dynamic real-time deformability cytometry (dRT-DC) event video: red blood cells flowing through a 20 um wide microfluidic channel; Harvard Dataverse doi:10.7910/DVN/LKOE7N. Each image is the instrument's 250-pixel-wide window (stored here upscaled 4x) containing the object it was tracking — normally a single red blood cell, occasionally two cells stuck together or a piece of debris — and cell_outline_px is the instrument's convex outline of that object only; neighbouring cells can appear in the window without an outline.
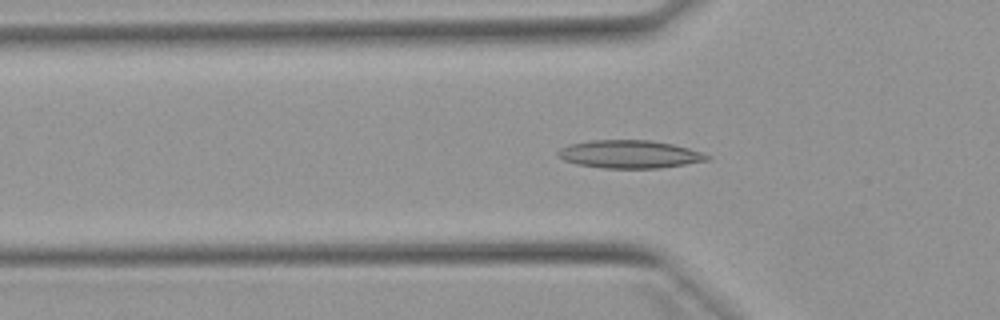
{"species": "Egyptian fruit bat (a non-hibernating species)", "species_latin": "Rousettus aegyptiacus", "temperature_condition": "warm", "stored_images_in_passage": 50, "camera_frame_rate_fps": 3000, "um_per_image_px": 0.085, "animal": {"sex": "female"}, "frame": {"image": 1, "passage_image": 14, "time_ms": 4.333, "image_size_px": [1000, 320], "cell_outline_px": [[712, 156], [708, 160], [660, 168], [604, 168], [576, 164], [564, 160], [556, 156], [556, 152], [560, 148], [572, 144], [588, 140], [652, 140], [672, 144], [688, 148]], "centroid_in_image_um": [53.48, 13.11], "position_along_channel_um": 72.3, "area_um2": 24.28}}
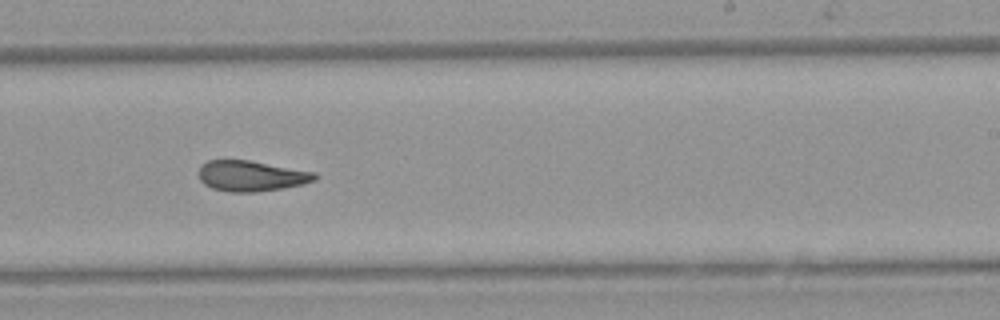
{"frame": {"image": 2, "passage_image": 29, "time_ms": 9.333, "image_size_px": [1000, 320], "cell_outline_px": [[320, 176], [316, 180], [304, 184], [280, 188], [252, 192], [228, 192], [212, 188], [204, 184], [200, 180], [196, 172], [200, 164], [208, 160], [248, 160], [316, 172]], "centroid_in_image_um": [21.33, 14.94], "position_along_channel_um": 267.7, "area_um2": 20.92}}
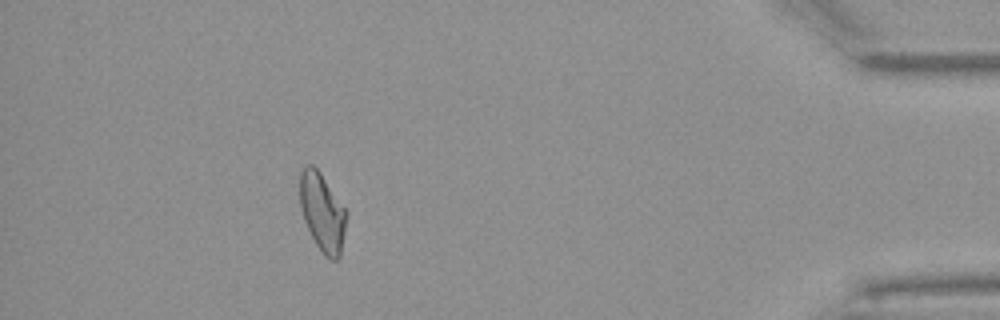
{"frame": {"image": 3, "passage_image": 44, "time_ms": 14.333, "image_size_px": [1000, 320], "cell_outline_px": [[348, 216], [340, 256], [336, 260], [332, 260], [324, 256], [316, 244], [304, 220], [300, 204], [300, 172], [308, 164], [312, 164], [320, 172], [348, 212]], "centroid_in_image_um": [27.42, 18.05], "position_along_channel_um": 407.8, "area_um2": 21.21}, "authors_computed_cell_mechanics": {"area_um2": 21.8195, "velocity_mm_per_s": 3.9156, "shape_relaxation_time_tau1_ms": null, "shape_relaxation_time_tau2_ms": 3.5054, "deformation_change_tau1": null, "deformation_change_tau2": 0.1163}}